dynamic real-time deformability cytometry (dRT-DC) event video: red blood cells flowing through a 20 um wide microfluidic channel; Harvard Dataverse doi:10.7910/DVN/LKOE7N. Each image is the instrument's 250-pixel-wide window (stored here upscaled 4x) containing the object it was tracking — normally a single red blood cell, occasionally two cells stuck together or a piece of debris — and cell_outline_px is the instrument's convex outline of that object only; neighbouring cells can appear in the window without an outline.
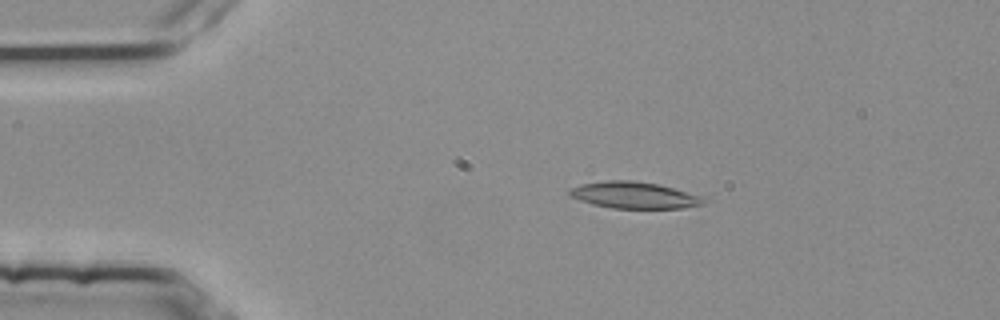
{"species": "common noctule bat (a hibernating species)", "species_latin": "Nyctalus noctula", "temperature_condition": "room temperature", "stored_images_in_passage": 45, "camera_frame_rate_fps": 3000, "um_per_image_px": 0.085, "animal": {"sex": "female", "body_mass_g": 25.1}, "frame": {"image": 1, "passage_image": 1, "time_ms": 0.0, "image_size_px": [1000, 320], "cell_outline_px": [[712, 200], [704, 204], [684, 208], [612, 208], [592, 204], [580, 200], [572, 196], [568, 192], [572, 188], [580, 184], [604, 180], [632, 180], [656, 184], [672, 188], [700, 196]], "centroid_in_image_um": [53.94, 16.59], "position_along_channel_um": 31.1, "area_um2": 20.69}}
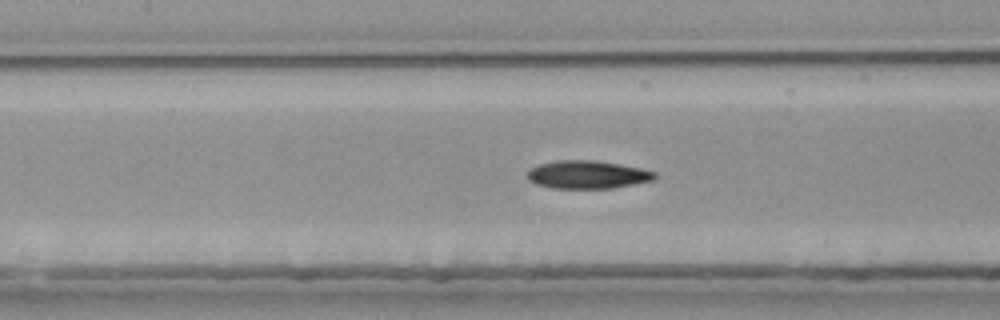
{"frame": {"image": 2, "passage_image": 15, "time_ms": 4.667, "image_size_px": [1000, 320], "cell_outline_px": [[656, 176], [652, 180], [612, 188], [552, 188], [536, 184], [528, 180], [528, 172], [532, 168], [540, 164], [556, 160], [596, 160], [620, 164], [640, 168], [656, 172]], "centroid_in_image_um": [49.92, 14.84], "position_along_channel_um": 157.5, "area_um2": 20.63}}
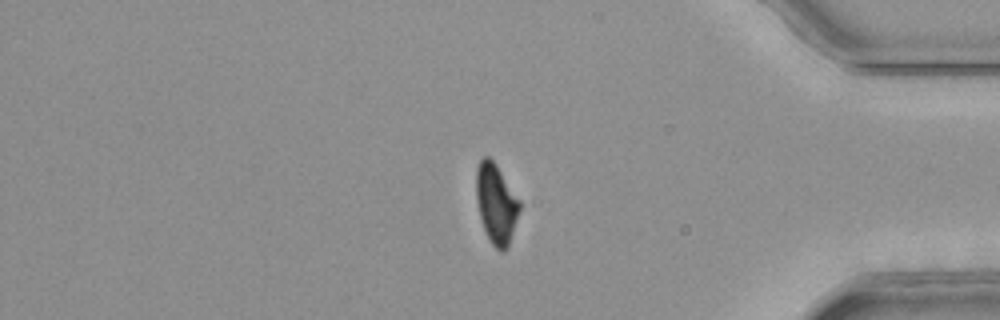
{"frame": {"image": 3, "passage_image": 36, "time_ms": 11.667, "image_size_px": [1000, 320], "cell_outline_px": [[520, 208], [508, 244], [504, 252], [500, 252], [492, 244], [484, 228], [480, 216], [476, 200], [476, 168], [480, 160], [484, 156], [488, 156], [496, 164], [520, 200]], "centroid_in_image_um": [42.16, 17.27], "position_along_channel_um": 393.0, "area_um2": 19.83}}